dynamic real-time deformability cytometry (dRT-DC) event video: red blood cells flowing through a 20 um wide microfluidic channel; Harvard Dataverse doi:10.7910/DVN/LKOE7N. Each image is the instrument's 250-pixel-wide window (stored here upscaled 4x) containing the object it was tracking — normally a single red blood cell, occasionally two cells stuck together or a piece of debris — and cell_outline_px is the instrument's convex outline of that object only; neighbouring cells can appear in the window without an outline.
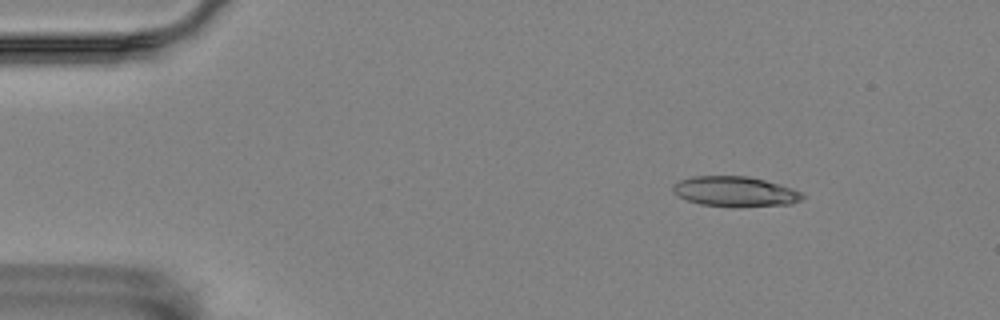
{"species": "Egyptian fruit bat (a non-hibernating species)", "species_latin": "Rousettus aegyptiacus", "temperature_condition": "room temperature", "stored_images_in_passage": 51, "camera_frame_rate_fps": 3000, "um_per_image_px": 0.085, "animal": {"sex": "female"}, "frame": {"image": 1, "passage_image": 2, "time_ms": 0.333, "image_size_px": [1000, 320], "cell_outline_px": [[804, 196], [800, 200], [792, 204], [736, 208], [700, 204], [676, 196], [672, 192], [672, 184], [680, 180], [692, 176], [748, 176], [764, 180], [792, 188], [804, 192]], "centroid_in_image_um": [62.47, 16.3], "position_along_channel_um": 22.5, "area_um2": 23.18}}
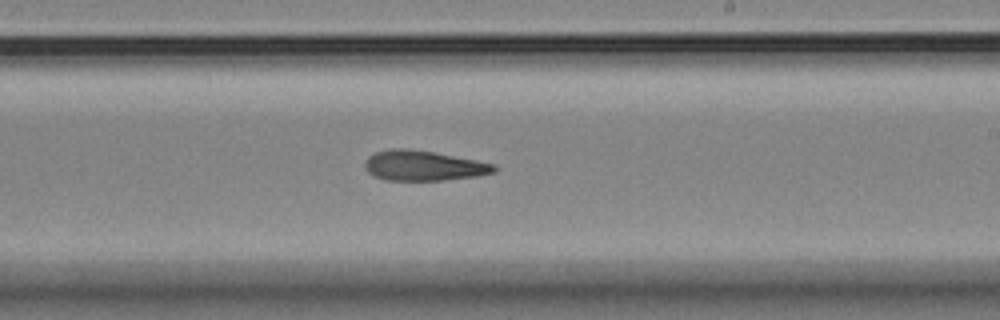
{"frame": {"image": 2, "passage_image": 28, "time_ms": 9.0, "image_size_px": [1000, 320], "cell_outline_px": [[500, 168], [496, 172], [476, 176], [444, 180], [384, 180], [372, 176], [364, 168], [364, 164], [368, 156], [376, 152], [392, 148], [404, 148], [436, 152], [496, 164]], "centroid_in_image_um": [36.01, 14.08], "position_along_channel_um": 253.0, "area_um2": 22.95}}
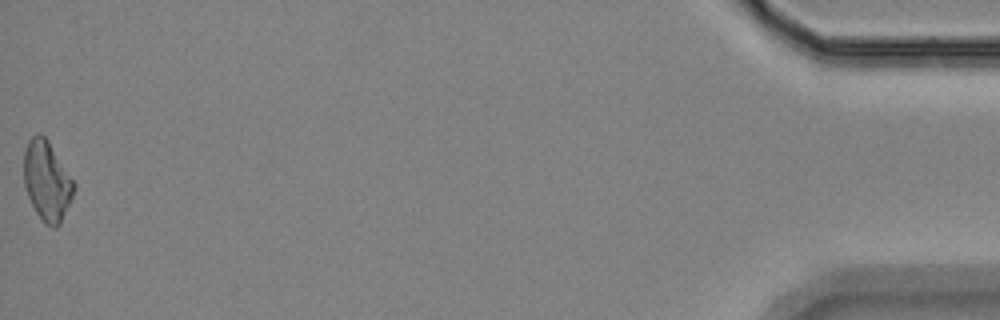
{"frame": {"image": 3, "passage_image": 51, "time_ms": 16.667, "image_size_px": [1000, 320], "cell_outline_px": [[76, 188], [60, 224], [56, 228], [52, 228], [44, 224], [36, 212], [28, 196], [24, 184], [24, 148], [28, 140], [36, 132], [40, 132], [48, 140], [76, 184]], "centroid_in_image_um": [3.99, 15.37], "position_along_channel_um": 431.2, "area_um2": 23.41}, "authors_computed_cell_mechanics": {"area_um2": 23.12, "velocity_mm_per_s": 3.5325, "shape_relaxation_time_tau1_ms": null, "shape_relaxation_time_tau2_ms": 2.9536, "deformation_change_tau1": null, "deformation_change_tau2": 0.124}}